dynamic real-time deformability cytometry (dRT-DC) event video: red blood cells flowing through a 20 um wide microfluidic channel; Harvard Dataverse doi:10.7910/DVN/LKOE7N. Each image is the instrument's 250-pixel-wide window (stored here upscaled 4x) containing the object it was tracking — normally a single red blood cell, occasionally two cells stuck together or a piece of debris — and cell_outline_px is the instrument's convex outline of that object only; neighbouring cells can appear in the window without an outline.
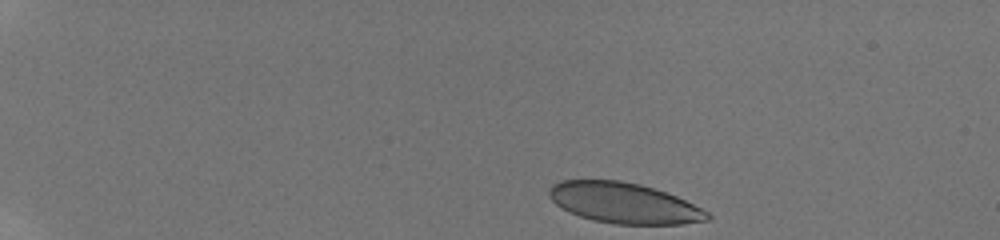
{"species": "human", "species_latin": "Homo sapiens", "temperature_condition": "room temperature", "stored_images_in_passage": 7, "camera_frame_rate_fps": 3000, "um_per_image_px": 0.085, "donor": {"sex": "male"}, "frame": {"image": 1, "passage_image": 1, "time_ms": 0.0, "image_size_px": [1000, 240], "cell_outline_px": [[712, 216], [708, 220], [680, 224], [612, 224], [592, 220], [568, 212], [556, 204], [548, 196], [548, 188], [552, 184], [560, 180], [620, 180], [640, 184], [676, 196], [708, 212]], "centroid_in_image_um": [52.98, 17.25], "position_along_channel_um": 32.0, "area_um2": 37.4}}
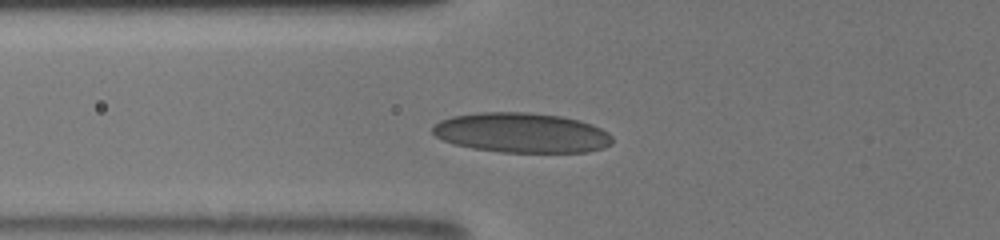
{"frame": {"image": 2, "passage_image": 5, "time_ms": 4.0, "image_size_px": [1000, 240], "cell_outline_px": [[612, 144], [604, 148], [588, 152], [500, 152], [472, 148], [456, 144], [444, 140], [436, 136], [432, 132], [432, 128], [440, 120], [452, 116], [480, 112], [528, 112], [560, 116], [580, 120], [592, 124], [608, 132], [612, 136]], "centroid_in_image_um": [44.36, 11.28], "position_along_channel_um": 81.4, "area_um2": 41.85}}
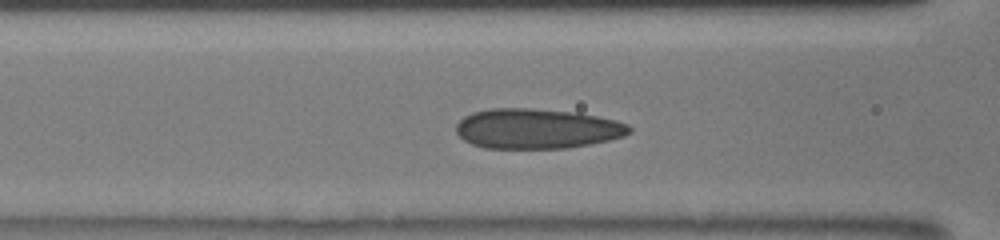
{"frame": {"image": 3, "passage_image": 7, "time_ms": 5.0, "image_size_px": [1000, 240], "cell_outline_px": [[632, 132], [624, 136], [608, 140], [568, 148], [484, 148], [472, 144], [464, 140], [456, 132], [456, 124], [464, 116], [472, 112], [488, 108], [528, 108], [576, 112], [616, 120], [628, 124], [632, 128]], "centroid_in_image_um": [45.63, 10.93], "position_along_channel_um": 121.0, "area_um2": 40.52}}